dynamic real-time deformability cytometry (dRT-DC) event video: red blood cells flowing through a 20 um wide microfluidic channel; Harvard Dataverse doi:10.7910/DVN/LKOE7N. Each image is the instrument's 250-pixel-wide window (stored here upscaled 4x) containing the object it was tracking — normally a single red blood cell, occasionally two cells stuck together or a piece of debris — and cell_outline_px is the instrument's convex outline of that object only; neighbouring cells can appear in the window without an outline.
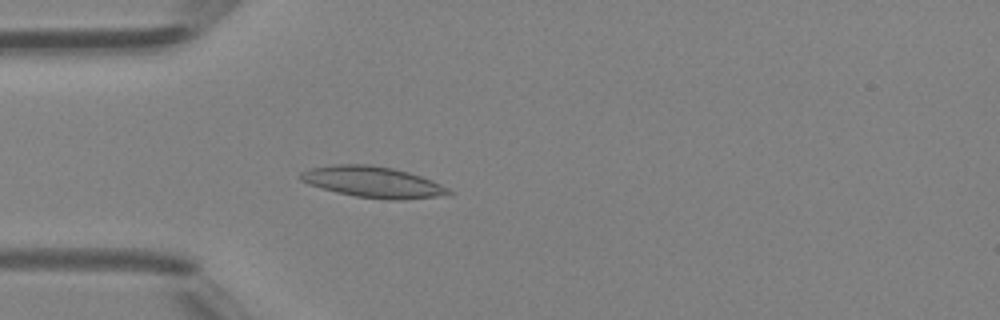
{"species": "Egyptian fruit bat (a non-hibernating species)", "species_latin": "Rousettus aegyptiacus", "temperature_condition": "room temperature", "stored_images_in_passage": 37, "camera_frame_rate_fps": 3000, "um_per_image_px": 0.085, "animal": {"sex": "female"}, "frame": {"image": 1, "passage_image": 4, "time_ms": 1.0, "image_size_px": [1000, 320], "cell_outline_px": [[456, 192], [452, 196], [404, 200], [392, 200], [356, 196], [336, 192], [308, 184], [300, 180], [300, 172], [312, 168], [336, 164], [368, 164], [392, 168], [408, 172], [432, 180]], "centroid_in_image_um": [31.79, 15.49], "position_along_channel_um": 53.2, "area_um2": 27.05}}
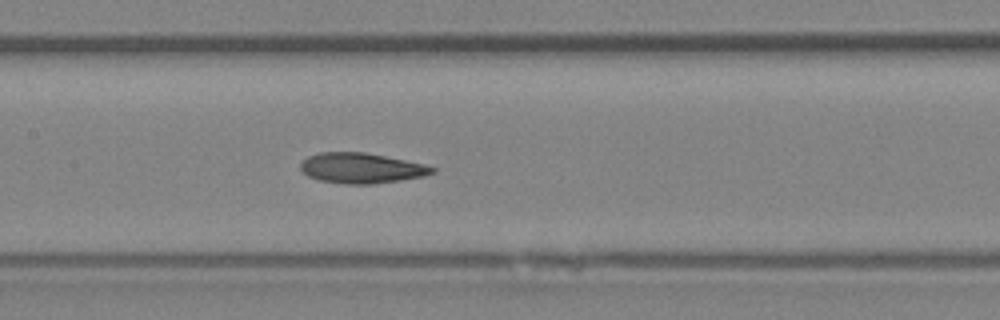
{"frame": {"image": 2, "passage_image": 13, "time_ms": 4.0, "image_size_px": [1000, 320], "cell_outline_px": [[436, 172], [424, 176], [400, 180], [372, 184], [344, 184], [320, 180], [308, 176], [300, 168], [300, 164], [308, 156], [320, 152], [364, 152], [424, 164], [436, 168]], "centroid_in_image_um": [30.72, 14.29], "position_along_channel_um": 176.7, "area_um2": 23.12}}
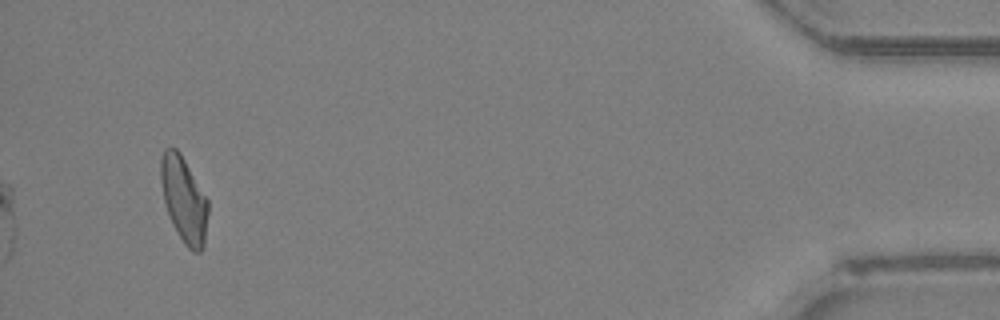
{"frame": {"image": 3, "passage_image": 35, "time_ms": 11.333, "image_size_px": [1000, 320], "cell_outline_px": [[208, 212], [204, 244], [200, 252], [192, 252], [184, 244], [172, 224], [164, 200], [160, 180], [160, 156], [164, 148], [176, 148], [180, 152], [208, 200]], "centroid_in_image_um": [15.62, 16.95], "position_along_channel_um": 419.6, "area_um2": 23.52}, "authors_computed_cell_mechanics": {"area_um2": 23.4668, "velocity_mm_per_s": 4.3651, "shape_relaxation_time_tau1_ms": 5.4193, "shape_relaxation_time_tau2_ms": 2.0615, "deformation_change_tau1": 0.1574, "deformation_change_tau2": 0.0878}}